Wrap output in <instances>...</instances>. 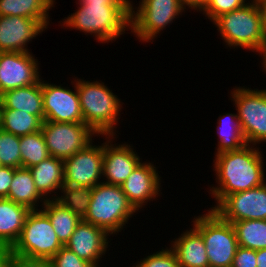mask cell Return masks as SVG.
<instances>
[{"label": "cell", "instance_id": "cell-1", "mask_svg": "<svg viewBox=\"0 0 266 267\" xmlns=\"http://www.w3.org/2000/svg\"><path fill=\"white\" fill-rule=\"evenodd\" d=\"M259 146L246 144L239 150L215 155L213 170L217 185L208 191L214 197L213 210L227 195L262 185L266 182L264 154Z\"/></svg>", "mask_w": 266, "mask_h": 267}, {"label": "cell", "instance_id": "cell-2", "mask_svg": "<svg viewBox=\"0 0 266 267\" xmlns=\"http://www.w3.org/2000/svg\"><path fill=\"white\" fill-rule=\"evenodd\" d=\"M76 5L59 26L94 36L100 44L113 43L130 30V12L114 0H78Z\"/></svg>", "mask_w": 266, "mask_h": 267}, {"label": "cell", "instance_id": "cell-3", "mask_svg": "<svg viewBox=\"0 0 266 267\" xmlns=\"http://www.w3.org/2000/svg\"><path fill=\"white\" fill-rule=\"evenodd\" d=\"M79 95L83 123L97 136H119L117 125L123 102L102 81L84 80V77L74 78Z\"/></svg>", "mask_w": 266, "mask_h": 267}, {"label": "cell", "instance_id": "cell-4", "mask_svg": "<svg viewBox=\"0 0 266 267\" xmlns=\"http://www.w3.org/2000/svg\"><path fill=\"white\" fill-rule=\"evenodd\" d=\"M212 23L227 48L247 49L258 54L266 43V24L255 0L220 15Z\"/></svg>", "mask_w": 266, "mask_h": 267}, {"label": "cell", "instance_id": "cell-5", "mask_svg": "<svg viewBox=\"0 0 266 267\" xmlns=\"http://www.w3.org/2000/svg\"><path fill=\"white\" fill-rule=\"evenodd\" d=\"M135 213L138 211L128 201L121 186L102 182L92 188L90 205L82 220L100 227L114 237L124 231Z\"/></svg>", "mask_w": 266, "mask_h": 267}, {"label": "cell", "instance_id": "cell-6", "mask_svg": "<svg viewBox=\"0 0 266 267\" xmlns=\"http://www.w3.org/2000/svg\"><path fill=\"white\" fill-rule=\"evenodd\" d=\"M194 227L203 237L210 267H231L239 247L232 223L224 221L214 210L192 220Z\"/></svg>", "mask_w": 266, "mask_h": 267}, {"label": "cell", "instance_id": "cell-7", "mask_svg": "<svg viewBox=\"0 0 266 267\" xmlns=\"http://www.w3.org/2000/svg\"><path fill=\"white\" fill-rule=\"evenodd\" d=\"M136 5L130 13V33L145 44L153 43L187 10L179 0H140Z\"/></svg>", "mask_w": 266, "mask_h": 267}, {"label": "cell", "instance_id": "cell-8", "mask_svg": "<svg viewBox=\"0 0 266 267\" xmlns=\"http://www.w3.org/2000/svg\"><path fill=\"white\" fill-rule=\"evenodd\" d=\"M63 245L58 240L49 217L40 210H31L11 253L50 260Z\"/></svg>", "mask_w": 266, "mask_h": 267}, {"label": "cell", "instance_id": "cell-9", "mask_svg": "<svg viewBox=\"0 0 266 267\" xmlns=\"http://www.w3.org/2000/svg\"><path fill=\"white\" fill-rule=\"evenodd\" d=\"M230 91L246 143L259 146L266 142V89L235 86Z\"/></svg>", "mask_w": 266, "mask_h": 267}, {"label": "cell", "instance_id": "cell-10", "mask_svg": "<svg viewBox=\"0 0 266 267\" xmlns=\"http://www.w3.org/2000/svg\"><path fill=\"white\" fill-rule=\"evenodd\" d=\"M41 132L49 155L63 161L95 140V136L100 139V136L84 123L44 121Z\"/></svg>", "mask_w": 266, "mask_h": 267}, {"label": "cell", "instance_id": "cell-11", "mask_svg": "<svg viewBox=\"0 0 266 267\" xmlns=\"http://www.w3.org/2000/svg\"><path fill=\"white\" fill-rule=\"evenodd\" d=\"M92 140L82 150L64 160V185L95 187L102 183L104 142Z\"/></svg>", "mask_w": 266, "mask_h": 267}, {"label": "cell", "instance_id": "cell-12", "mask_svg": "<svg viewBox=\"0 0 266 267\" xmlns=\"http://www.w3.org/2000/svg\"><path fill=\"white\" fill-rule=\"evenodd\" d=\"M42 78L44 121L61 123H83V114L76 89V81L71 80L73 88L56 85Z\"/></svg>", "mask_w": 266, "mask_h": 267}, {"label": "cell", "instance_id": "cell-13", "mask_svg": "<svg viewBox=\"0 0 266 267\" xmlns=\"http://www.w3.org/2000/svg\"><path fill=\"white\" fill-rule=\"evenodd\" d=\"M213 210L229 223L266 220V182L249 190L227 195Z\"/></svg>", "mask_w": 266, "mask_h": 267}, {"label": "cell", "instance_id": "cell-14", "mask_svg": "<svg viewBox=\"0 0 266 267\" xmlns=\"http://www.w3.org/2000/svg\"><path fill=\"white\" fill-rule=\"evenodd\" d=\"M39 64L32 52H0V95L38 83Z\"/></svg>", "mask_w": 266, "mask_h": 267}, {"label": "cell", "instance_id": "cell-15", "mask_svg": "<svg viewBox=\"0 0 266 267\" xmlns=\"http://www.w3.org/2000/svg\"><path fill=\"white\" fill-rule=\"evenodd\" d=\"M102 181L121 186L135 168L142 162L132 144L113 142L118 137L105 135ZM114 143V144H113ZM117 145V146H116Z\"/></svg>", "mask_w": 266, "mask_h": 267}, {"label": "cell", "instance_id": "cell-16", "mask_svg": "<svg viewBox=\"0 0 266 267\" xmlns=\"http://www.w3.org/2000/svg\"><path fill=\"white\" fill-rule=\"evenodd\" d=\"M155 166L154 162L142 161L121 185L128 201L138 212L162 194V178Z\"/></svg>", "mask_w": 266, "mask_h": 267}, {"label": "cell", "instance_id": "cell-17", "mask_svg": "<svg viewBox=\"0 0 266 267\" xmlns=\"http://www.w3.org/2000/svg\"><path fill=\"white\" fill-rule=\"evenodd\" d=\"M110 236L100 227L81 220L65 246L79 258L100 267L101 258L109 251V243L113 240Z\"/></svg>", "mask_w": 266, "mask_h": 267}, {"label": "cell", "instance_id": "cell-18", "mask_svg": "<svg viewBox=\"0 0 266 267\" xmlns=\"http://www.w3.org/2000/svg\"><path fill=\"white\" fill-rule=\"evenodd\" d=\"M46 29L37 19L0 16V52H30L28 44Z\"/></svg>", "mask_w": 266, "mask_h": 267}, {"label": "cell", "instance_id": "cell-19", "mask_svg": "<svg viewBox=\"0 0 266 267\" xmlns=\"http://www.w3.org/2000/svg\"><path fill=\"white\" fill-rule=\"evenodd\" d=\"M173 240L169 246L175 252L180 267H210L204 239L194 227L186 229Z\"/></svg>", "mask_w": 266, "mask_h": 267}, {"label": "cell", "instance_id": "cell-20", "mask_svg": "<svg viewBox=\"0 0 266 267\" xmlns=\"http://www.w3.org/2000/svg\"><path fill=\"white\" fill-rule=\"evenodd\" d=\"M29 170L38 192L46 200L56 199L59 190L64 186V161L49 156Z\"/></svg>", "mask_w": 266, "mask_h": 267}, {"label": "cell", "instance_id": "cell-21", "mask_svg": "<svg viewBox=\"0 0 266 267\" xmlns=\"http://www.w3.org/2000/svg\"><path fill=\"white\" fill-rule=\"evenodd\" d=\"M1 109L21 110L44 122L42 78L33 85L6 91L0 95Z\"/></svg>", "mask_w": 266, "mask_h": 267}, {"label": "cell", "instance_id": "cell-22", "mask_svg": "<svg viewBox=\"0 0 266 267\" xmlns=\"http://www.w3.org/2000/svg\"><path fill=\"white\" fill-rule=\"evenodd\" d=\"M30 211L12 200L0 199V246L11 248L15 244Z\"/></svg>", "mask_w": 266, "mask_h": 267}, {"label": "cell", "instance_id": "cell-23", "mask_svg": "<svg viewBox=\"0 0 266 267\" xmlns=\"http://www.w3.org/2000/svg\"><path fill=\"white\" fill-rule=\"evenodd\" d=\"M6 199L23 205L30 210H40L47 201L38 192L29 168L23 167L14 168L13 180Z\"/></svg>", "mask_w": 266, "mask_h": 267}, {"label": "cell", "instance_id": "cell-24", "mask_svg": "<svg viewBox=\"0 0 266 267\" xmlns=\"http://www.w3.org/2000/svg\"><path fill=\"white\" fill-rule=\"evenodd\" d=\"M56 0H0V16H21L39 20L46 28L50 25L49 11Z\"/></svg>", "mask_w": 266, "mask_h": 267}, {"label": "cell", "instance_id": "cell-25", "mask_svg": "<svg viewBox=\"0 0 266 267\" xmlns=\"http://www.w3.org/2000/svg\"><path fill=\"white\" fill-rule=\"evenodd\" d=\"M41 210L49 217L58 240L65 246L82 219L55 199L47 200Z\"/></svg>", "mask_w": 266, "mask_h": 267}, {"label": "cell", "instance_id": "cell-26", "mask_svg": "<svg viewBox=\"0 0 266 267\" xmlns=\"http://www.w3.org/2000/svg\"><path fill=\"white\" fill-rule=\"evenodd\" d=\"M217 121L218 144L214 155L225 151L239 150L247 144L237 113H223Z\"/></svg>", "mask_w": 266, "mask_h": 267}, {"label": "cell", "instance_id": "cell-27", "mask_svg": "<svg viewBox=\"0 0 266 267\" xmlns=\"http://www.w3.org/2000/svg\"><path fill=\"white\" fill-rule=\"evenodd\" d=\"M42 121L33 114L13 109H1L0 128L18 137L41 130Z\"/></svg>", "mask_w": 266, "mask_h": 267}, {"label": "cell", "instance_id": "cell-28", "mask_svg": "<svg viewBox=\"0 0 266 267\" xmlns=\"http://www.w3.org/2000/svg\"><path fill=\"white\" fill-rule=\"evenodd\" d=\"M232 225L240 247L253 250L266 248V220H240Z\"/></svg>", "mask_w": 266, "mask_h": 267}, {"label": "cell", "instance_id": "cell-29", "mask_svg": "<svg viewBox=\"0 0 266 267\" xmlns=\"http://www.w3.org/2000/svg\"><path fill=\"white\" fill-rule=\"evenodd\" d=\"M91 196V187L64 185L55 200L83 219L87 214Z\"/></svg>", "mask_w": 266, "mask_h": 267}, {"label": "cell", "instance_id": "cell-30", "mask_svg": "<svg viewBox=\"0 0 266 267\" xmlns=\"http://www.w3.org/2000/svg\"><path fill=\"white\" fill-rule=\"evenodd\" d=\"M21 167L30 168L50 155L41 130L20 137Z\"/></svg>", "mask_w": 266, "mask_h": 267}, {"label": "cell", "instance_id": "cell-31", "mask_svg": "<svg viewBox=\"0 0 266 267\" xmlns=\"http://www.w3.org/2000/svg\"><path fill=\"white\" fill-rule=\"evenodd\" d=\"M0 166L21 168L20 137L0 128Z\"/></svg>", "mask_w": 266, "mask_h": 267}, {"label": "cell", "instance_id": "cell-32", "mask_svg": "<svg viewBox=\"0 0 266 267\" xmlns=\"http://www.w3.org/2000/svg\"><path fill=\"white\" fill-rule=\"evenodd\" d=\"M140 259L131 267H180L177 256L170 246L166 249L162 247L156 253H150Z\"/></svg>", "mask_w": 266, "mask_h": 267}, {"label": "cell", "instance_id": "cell-33", "mask_svg": "<svg viewBox=\"0 0 266 267\" xmlns=\"http://www.w3.org/2000/svg\"><path fill=\"white\" fill-rule=\"evenodd\" d=\"M248 1V2H247ZM253 0H207L200 13L213 22L220 15L241 8Z\"/></svg>", "mask_w": 266, "mask_h": 267}, {"label": "cell", "instance_id": "cell-34", "mask_svg": "<svg viewBox=\"0 0 266 267\" xmlns=\"http://www.w3.org/2000/svg\"><path fill=\"white\" fill-rule=\"evenodd\" d=\"M52 267H95L79 258L73 251L63 246L51 259Z\"/></svg>", "mask_w": 266, "mask_h": 267}, {"label": "cell", "instance_id": "cell-35", "mask_svg": "<svg viewBox=\"0 0 266 267\" xmlns=\"http://www.w3.org/2000/svg\"><path fill=\"white\" fill-rule=\"evenodd\" d=\"M10 267H52L51 261L11 253Z\"/></svg>", "mask_w": 266, "mask_h": 267}, {"label": "cell", "instance_id": "cell-36", "mask_svg": "<svg viewBox=\"0 0 266 267\" xmlns=\"http://www.w3.org/2000/svg\"><path fill=\"white\" fill-rule=\"evenodd\" d=\"M231 267H256V250L239 246Z\"/></svg>", "mask_w": 266, "mask_h": 267}, {"label": "cell", "instance_id": "cell-37", "mask_svg": "<svg viewBox=\"0 0 266 267\" xmlns=\"http://www.w3.org/2000/svg\"><path fill=\"white\" fill-rule=\"evenodd\" d=\"M14 168L0 166V199L7 198L13 180Z\"/></svg>", "mask_w": 266, "mask_h": 267}, {"label": "cell", "instance_id": "cell-38", "mask_svg": "<svg viewBox=\"0 0 266 267\" xmlns=\"http://www.w3.org/2000/svg\"><path fill=\"white\" fill-rule=\"evenodd\" d=\"M180 3L187 9L194 10V12H200L205 6L207 0H179Z\"/></svg>", "mask_w": 266, "mask_h": 267}, {"label": "cell", "instance_id": "cell-39", "mask_svg": "<svg viewBox=\"0 0 266 267\" xmlns=\"http://www.w3.org/2000/svg\"><path fill=\"white\" fill-rule=\"evenodd\" d=\"M10 248L0 246V267H10Z\"/></svg>", "mask_w": 266, "mask_h": 267}, {"label": "cell", "instance_id": "cell-40", "mask_svg": "<svg viewBox=\"0 0 266 267\" xmlns=\"http://www.w3.org/2000/svg\"><path fill=\"white\" fill-rule=\"evenodd\" d=\"M256 267H266V248L256 250Z\"/></svg>", "mask_w": 266, "mask_h": 267}, {"label": "cell", "instance_id": "cell-41", "mask_svg": "<svg viewBox=\"0 0 266 267\" xmlns=\"http://www.w3.org/2000/svg\"><path fill=\"white\" fill-rule=\"evenodd\" d=\"M259 9L260 13L264 19V22L266 24V0H255Z\"/></svg>", "mask_w": 266, "mask_h": 267}, {"label": "cell", "instance_id": "cell-42", "mask_svg": "<svg viewBox=\"0 0 266 267\" xmlns=\"http://www.w3.org/2000/svg\"><path fill=\"white\" fill-rule=\"evenodd\" d=\"M259 54V56H261V66L260 67H262V71H264L265 72V74H266V43H265V45L263 46V48L260 50V52L258 53Z\"/></svg>", "mask_w": 266, "mask_h": 267}, {"label": "cell", "instance_id": "cell-43", "mask_svg": "<svg viewBox=\"0 0 266 267\" xmlns=\"http://www.w3.org/2000/svg\"><path fill=\"white\" fill-rule=\"evenodd\" d=\"M120 4H122L130 13L134 8L133 0H114Z\"/></svg>", "mask_w": 266, "mask_h": 267}, {"label": "cell", "instance_id": "cell-44", "mask_svg": "<svg viewBox=\"0 0 266 267\" xmlns=\"http://www.w3.org/2000/svg\"><path fill=\"white\" fill-rule=\"evenodd\" d=\"M0 121H1V102H0Z\"/></svg>", "mask_w": 266, "mask_h": 267}]
</instances>
